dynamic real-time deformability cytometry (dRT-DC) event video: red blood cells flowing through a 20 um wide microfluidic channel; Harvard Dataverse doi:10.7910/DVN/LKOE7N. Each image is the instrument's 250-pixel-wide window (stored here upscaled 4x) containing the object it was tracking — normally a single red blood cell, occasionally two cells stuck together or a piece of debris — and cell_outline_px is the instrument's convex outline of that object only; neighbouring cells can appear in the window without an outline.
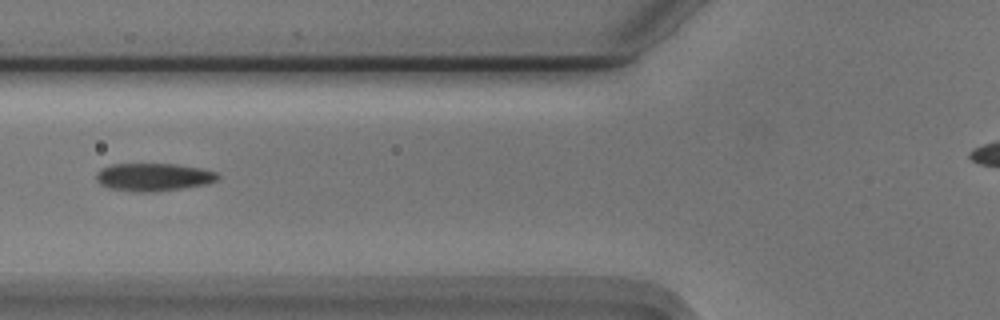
{"species": "Egyptian fruit bat (a non-hibernating species)", "species_latin": "Rousettus aegyptiacus", "temperature_condition": "cold", "stored_images_in_passage": 29, "camera_frame_rate_fps": 3000, "um_per_image_px": 0.085, "animal": {"sex": "male"}, "frame": {"image": 1, "passage_image": 21, "time_ms": 6.667, "image_size_px": [1000, 320], "cell_outline_px": [[220, 176], [216, 180], [208, 184], [156, 192], [136, 192], [108, 188], [100, 184], [96, 180], [96, 172], [100, 168], [112, 164], [176, 164], [200, 168], [216, 172]], "centroid_in_image_um": [13.02, 15.05], "position_along_channel_um": 112.8, "area_um2": 19.88}}
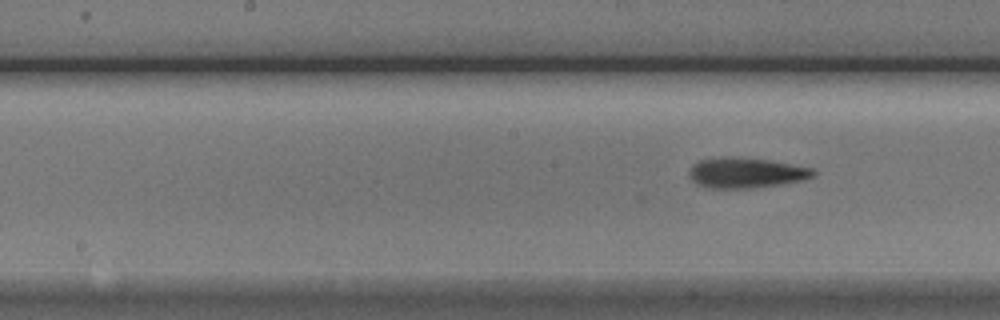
{"frame": {"image": 2, "passage_image": 29, "time_ms": 9.333, "image_size_px": [1000, 320], "cell_outline_px": [[816, 176], [784, 184], [752, 188], [712, 188], [696, 184], [688, 176], [688, 172], [692, 164], [700, 160], [724, 156], [736, 156], [768, 160], [812, 168], [816, 172]], "centroid_in_image_um": [63.38, 14.68], "position_along_channel_um": 184.8, "area_um2": 22.14}}